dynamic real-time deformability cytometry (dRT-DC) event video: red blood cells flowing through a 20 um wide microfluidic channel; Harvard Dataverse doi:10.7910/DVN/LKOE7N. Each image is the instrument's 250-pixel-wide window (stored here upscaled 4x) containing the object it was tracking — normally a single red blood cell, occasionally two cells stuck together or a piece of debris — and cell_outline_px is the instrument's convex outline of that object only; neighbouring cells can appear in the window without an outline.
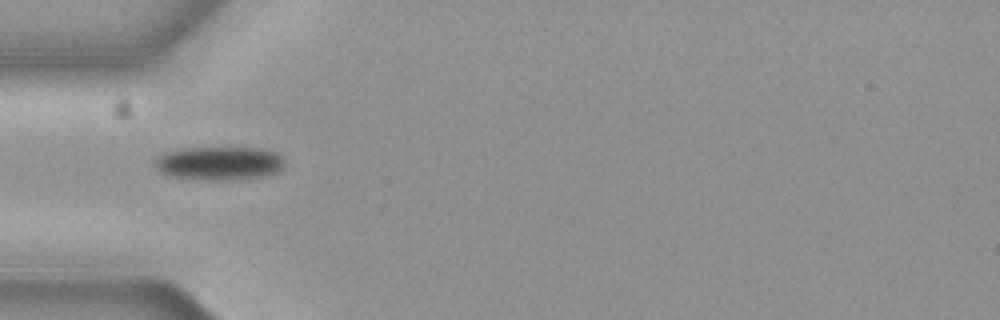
{"species": "common noctule bat (a hibernating species)", "species_latin": "Nyctalus noctula", "temperature_condition": "cold", "stored_images_in_passage": 38, "camera_frame_rate_fps": 3000, "um_per_image_px": 0.085, "animal": {"sex": "female", "body_mass_g": 19.3, "forearm_length_mm": 54.1}, "frame": {"image": 1, "passage_image": 1, "time_ms": 0.0, "image_size_px": [1000, 320], "cell_outline_px": [[284, 168], [276, 172], [264, 176], [220, 180], [208, 180], [172, 176], [160, 172], [156, 168], [156, 156], [164, 152], [180, 148], [260, 148], [276, 152], [284, 160]], "centroid_in_image_um": [18.63, 13.86], "position_along_channel_um": 66.4, "area_um2": 25.26}}
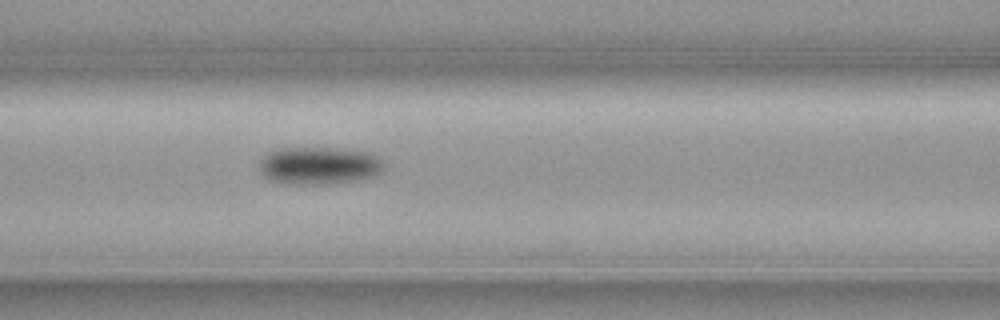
{"frame": {"image": 2, "passage_image": 7, "time_ms": 2.0, "image_size_px": [1000, 320], "cell_outline_px": [[388, 164], [380, 172], [372, 176], [356, 180], [324, 184], [288, 184], [268, 180], [260, 172], [260, 160], [264, 156], [280, 148], [328, 148], [368, 152], [384, 160]], "centroid_in_image_um": [27.13, 14.08], "position_along_channel_um": 139.5, "area_um2": 27.22}}
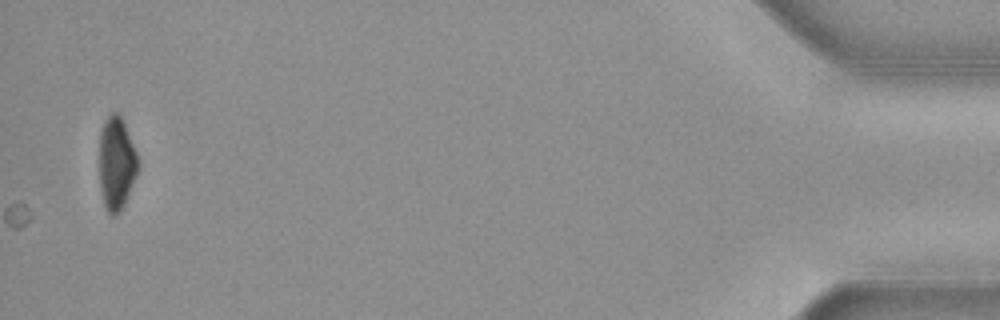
{"frame": {"image": 3, "passage_image": 38, "time_ms": 12.333, "image_size_px": [1000, 320], "cell_outline_px": [[140, 164], [136, 176], [124, 204], [120, 212], [112, 216], [108, 212], [104, 204], [100, 188], [100, 128], [104, 120], [112, 112], [116, 112], [120, 116], [124, 124], [136, 152]], "centroid_in_image_um": [9.89, 13.88], "position_along_channel_um": 425.3, "area_um2": 20.81}, "authors_computed_cell_mechanics": {"area_um2": 25.8944, "velocity_mm_per_s": 3.6676, "shape_relaxation_time_tau1_ms": 3.8253, "shape_relaxation_time_tau2_ms": null, "deformation_change_tau1": 0.0987, "deformation_change_tau2": null}}